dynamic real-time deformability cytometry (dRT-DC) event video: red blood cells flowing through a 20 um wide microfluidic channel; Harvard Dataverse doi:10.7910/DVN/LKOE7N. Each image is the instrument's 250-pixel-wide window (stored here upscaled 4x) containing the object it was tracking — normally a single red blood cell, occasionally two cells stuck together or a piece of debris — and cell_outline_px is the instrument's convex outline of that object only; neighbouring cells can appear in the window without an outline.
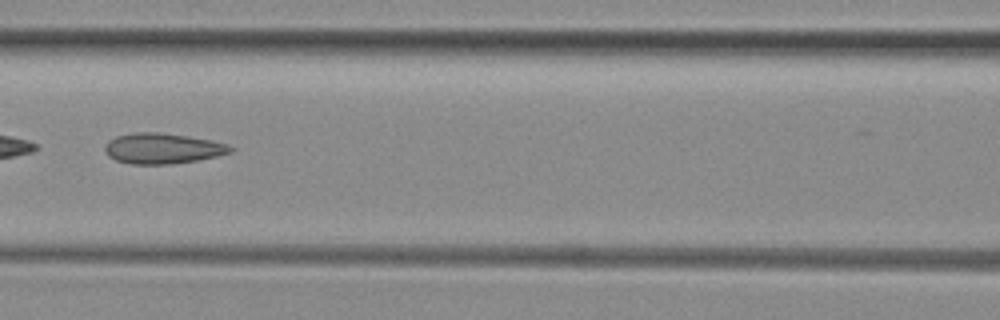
{"species": "common noctule bat (a hibernating species)", "species_latin": "Nyctalus noctula", "temperature_condition": "room temperature", "stored_images_in_passage": 40, "camera_frame_rate_fps": 3000, "um_per_image_px": 0.085, "animal": {"sex": "female", "body_mass_g": 29.2, "forearm_length_mm": 56.3}, "frame": {"image": 1, "passage_image": 12, "time_ms": 3.667, "image_size_px": [1000, 320], "cell_outline_px": [[236, 148], [232, 152], [200, 160], [168, 164], [132, 164], [116, 160], [108, 156], [104, 148], [108, 140], [116, 136], [136, 132], [160, 132], [188, 136], [228, 144]], "centroid_in_image_um": [13.83, 12.61], "position_along_channel_um": 152.8, "area_um2": 22.37}}
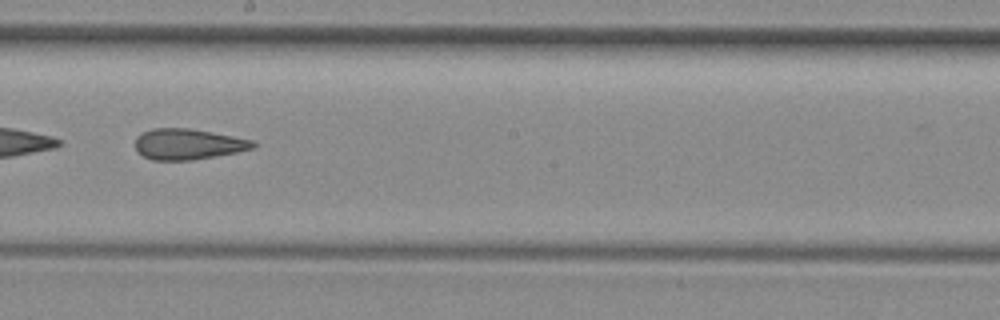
{"frame": {"image": 2, "passage_image": 18, "time_ms": 5.667, "image_size_px": [1000, 320], "cell_outline_px": [[256, 148], [236, 152], [192, 160], [152, 160], [144, 156], [136, 148], [136, 136], [140, 132], [152, 128], [188, 128], [232, 136], [252, 140], [256, 144]], "centroid_in_image_um": [15.96, 12.25], "position_along_channel_um": 232.2, "area_um2": 20.98}, "authors_computed_cell_mechanics": {"area_um2": 22.1952, "velocity_mm_per_s": 3.9966, "shape_relaxation_time_tau1_ms": null, "shape_relaxation_time_tau2_ms": 3.7565, "deformation_change_tau1": null, "deformation_change_tau2": 0.1404}}